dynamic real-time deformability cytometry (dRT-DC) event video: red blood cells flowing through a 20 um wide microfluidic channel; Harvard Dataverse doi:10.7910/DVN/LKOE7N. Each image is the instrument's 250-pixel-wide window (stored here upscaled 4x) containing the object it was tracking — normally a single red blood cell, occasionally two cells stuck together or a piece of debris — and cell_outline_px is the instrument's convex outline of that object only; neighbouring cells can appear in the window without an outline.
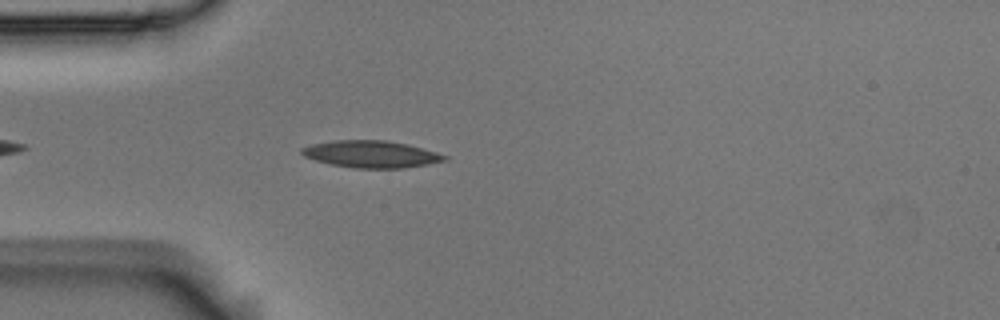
{"species": "Egyptian fruit bat (a non-hibernating species)", "species_latin": "Rousettus aegyptiacus", "temperature_condition": "room temperature", "stored_images_in_passage": 2, "camera_frame_rate_fps": 3000, "um_per_image_px": 0.085, "animal": {"sex": "male"}, "frame": {"image": 1, "passage_image": 2, "time_ms": 0.333, "image_size_px": [1000, 320], "cell_outline_px": [[448, 160], [428, 164], [404, 168], [352, 168], [328, 164], [304, 156], [300, 152], [300, 148], [312, 144], [332, 140], [384, 140], [408, 144], [436, 152], [448, 156]], "centroid_in_image_um": [31.53, 13.1], "position_along_channel_um": 53.5, "area_um2": 22.6}}